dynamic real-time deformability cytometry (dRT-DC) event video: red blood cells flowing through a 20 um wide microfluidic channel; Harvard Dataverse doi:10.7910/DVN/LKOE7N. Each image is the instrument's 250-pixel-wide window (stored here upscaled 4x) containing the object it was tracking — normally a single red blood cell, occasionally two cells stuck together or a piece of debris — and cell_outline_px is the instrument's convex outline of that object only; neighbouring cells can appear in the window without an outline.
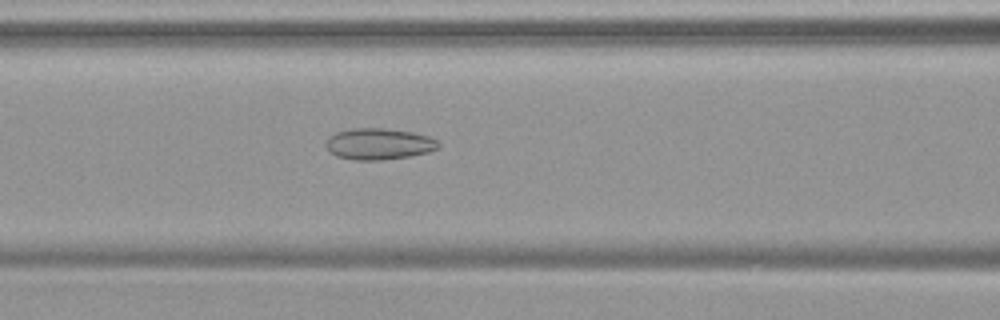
{"species": "common noctule bat (a hibernating species)", "species_latin": "Nyctalus noctula", "temperature_condition": "warm", "stored_images_in_passage": 44, "camera_frame_rate_fps": 3000, "um_per_image_px": 0.085, "animal": {"sex": "female", "body_mass_g": 19.9}, "frame": {"image": 1, "passage_image": 13, "time_ms": 4.0, "image_size_px": [1000, 320], "cell_outline_px": [[440, 144], [436, 148], [428, 152], [408, 156], [380, 160], [356, 160], [336, 156], [324, 144], [328, 136], [336, 132], [352, 128], [384, 128], [412, 132], [428, 136], [436, 140]], "centroid_in_image_um": [32.16, 12.22], "position_along_channel_um": 134.4, "area_um2": 20.4}}
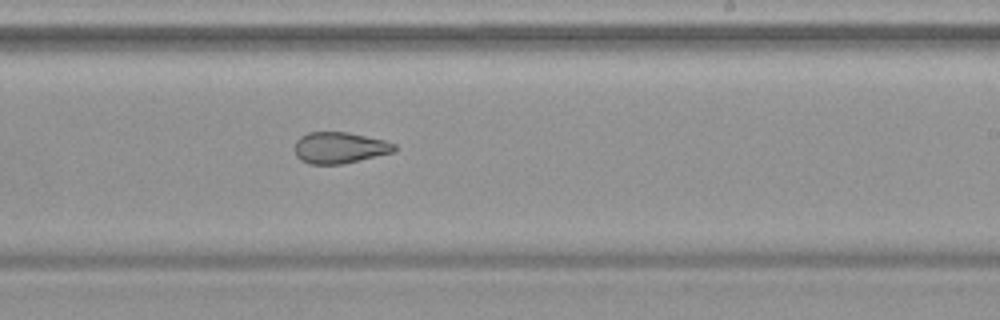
{"frame": {"image": 2, "passage_image": 23, "time_ms": 7.333, "image_size_px": [1000, 320], "cell_outline_px": [[396, 152], [340, 164], [308, 164], [300, 160], [296, 156], [292, 148], [296, 140], [300, 136], [308, 132], [348, 132], [384, 140], [396, 144]], "centroid_in_image_um": [28.83, 12.55], "position_along_channel_um": 260.2, "area_um2": 18.44}}
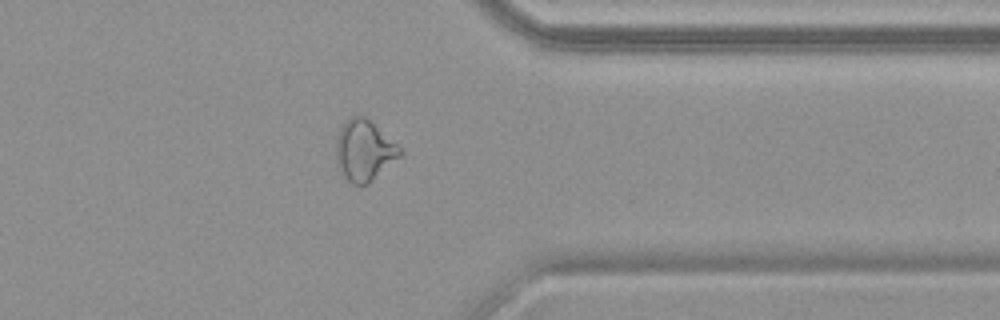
{"frame": {"image": 3, "passage_image": 33, "time_ms": 10.667, "image_size_px": [1000, 320], "cell_outline_px": [[404, 152], [400, 156], [368, 184], [352, 184], [344, 176], [336, 160], [336, 136], [344, 120], [352, 116], [364, 116], [396, 144]], "centroid_in_image_um": [30.92, 12.78], "position_along_channel_um": 380.5, "area_um2": 22.25}, "authors_computed_cell_mechanics": {"area_um2": 21.9351, "velocity_mm_per_s": 3.791, "shape_relaxation_time_tau1_ms": null, "shape_relaxation_time_tau2_ms": 2.7893, "deformation_change_tau1": null, "deformation_change_tau2": 0.1031}}